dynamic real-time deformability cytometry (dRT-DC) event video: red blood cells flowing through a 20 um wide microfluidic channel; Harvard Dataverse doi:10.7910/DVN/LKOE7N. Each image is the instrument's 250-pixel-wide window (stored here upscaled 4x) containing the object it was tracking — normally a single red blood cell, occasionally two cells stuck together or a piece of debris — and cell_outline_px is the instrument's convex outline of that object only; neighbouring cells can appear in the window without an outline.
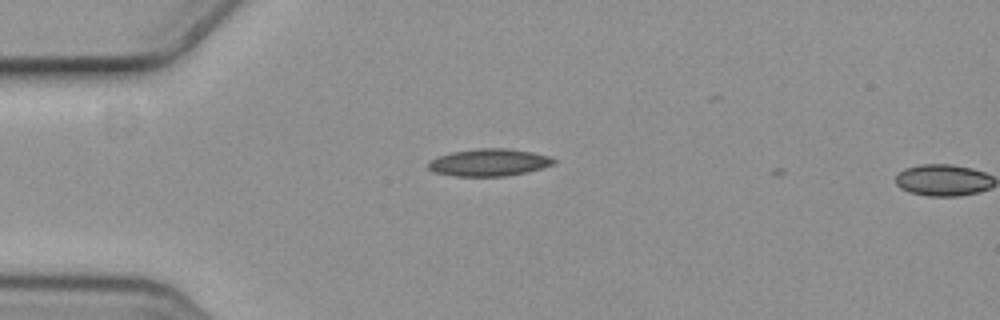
{"species": "common noctule bat (a hibernating species)", "species_latin": "Nyctalus noctula", "temperature_condition": "cold", "stored_images_in_passage": 2, "camera_frame_rate_fps": 3000, "um_per_image_px": 0.085, "animal": {"sex": "female", "body_mass_g": 19.3, "forearm_length_mm": 54.1}, "frame": {"image": 1, "passage_image": 2, "time_ms": 0.333, "image_size_px": [1000, 320], "cell_outline_px": [[556, 164], [528, 172], [508, 176], [456, 176], [432, 172], [428, 168], [428, 160], [452, 152], [476, 148], [508, 148], [532, 152], [548, 156], [556, 160]], "centroid_in_image_um": [41.57, 13.81], "position_along_channel_um": 43.4, "area_um2": 20.11}}